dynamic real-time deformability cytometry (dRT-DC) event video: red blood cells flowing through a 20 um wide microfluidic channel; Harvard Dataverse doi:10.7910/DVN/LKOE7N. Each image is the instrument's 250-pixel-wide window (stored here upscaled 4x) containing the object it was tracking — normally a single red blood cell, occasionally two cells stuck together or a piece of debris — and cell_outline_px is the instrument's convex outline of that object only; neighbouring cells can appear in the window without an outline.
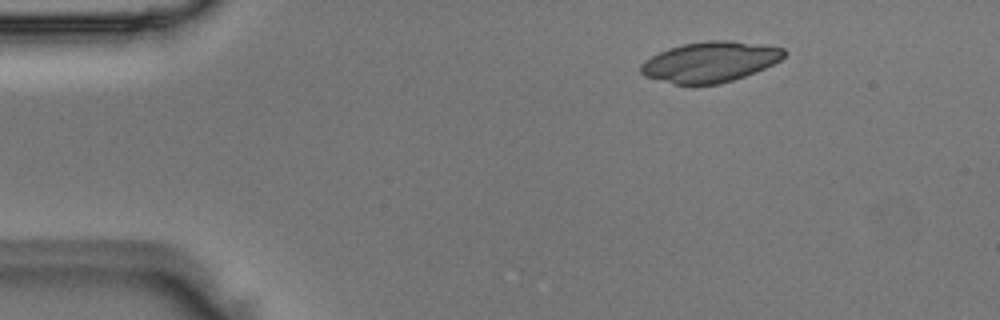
{"species": "Egyptian fruit bat (a non-hibernating species)", "species_latin": "Rousettus aegyptiacus", "temperature_condition": "room temperature", "stored_images_in_passage": 3, "camera_frame_rate_fps": 3000, "um_per_image_px": 0.085, "animal": {"sex": "male"}, "frame": {"image": 1, "passage_image": 2, "time_ms": 0.333, "image_size_px": [1000, 320], "cell_outline_px": [[788, 52], [780, 60], [756, 72], [720, 84], [676, 84], [644, 76], [640, 72], [640, 64], [644, 60], [668, 48], [684, 44], [708, 40], [728, 40], [768, 44], [784, 48]], "centroid_in_image_um": [60.39, 5.24], "position_along_channel_um": 24.6, "area_um2": 33.87}}